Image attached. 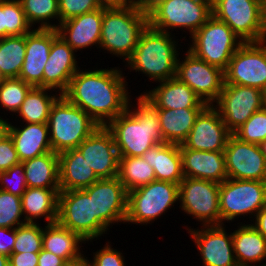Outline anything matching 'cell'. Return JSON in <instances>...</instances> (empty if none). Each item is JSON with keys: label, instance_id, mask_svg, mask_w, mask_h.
<instances>
[{"label": "cell", "instance_id": "ab89813d", "mask_svg": "<svg viewBox=\"0 0 266 266\" xmlns=\"http://www.w3.org/2000/svg\"><path fill=\"white\" fill-rule=\"evenodd\" d=\"M42 237L43 227L39 222H26L16 227V240L12 253H39L42 250Z\"/></svg>", "mask_w": 266, "mask_h": 266}, {"label": "cell", "instance_id": "d590c367", "mask_svg": "<svg viewBox=\"0 0 266 266\" xmlns=\"http://www.w3.org/2000/svg\"><path fill=\"white\" fill-rule=\"evenodd\" d=\"M117 177L127 192L156 180L153 168L142 157H119Z\"/></svg>", "mask_w": 266, "mask_h": 266}, {"label": "cell", "instance_id": "ffe728a7", "mask_svg": "<svg viewBox=\"0 0 266 266\" xmlns=\"http://www.w3.org/2000/svg\"><path fill=\"white\" fill-rule=\"evenodd\" d=\"M76 52L52 29V45L43 70V88L53 89L61 95L69 86L71 78L81 68Z\"/></svg>", "mask_w": 266, "mask_h": 266}, {"label": "cell", "instance_id": "9a60e30c", "mask_svg": "<svg viewBox=\"0 0 266 266\" xmlns=\"http://www.w3.org/2000/svg\"><path fill=\"white\" fill-rule=\"evenodd\" d=\"M212 106L233 134L264 105V92L258 88L224 83L219 98Z\"/></svg>", "mask_w": 266, "mask_h": 266}, {"label": "cell", "instance_id": "9c48e42d", "mask_svg": "<svg viewBox=\"0 0 266 266\" xmlns=\"http://www.w3.org/2000/svg\"><path fill=\"white\" fill-rule=\"evenodd\" d=\"M266 205V182L227 178L220 184L219 208L221 225L233 223L242 216L252 223L255 215ZM249 215V216H248ZM252 218V219H251Z\"/></svg>", "mask_w": 266, "mask_h": 266}, {"label": "cell", "instance_id": "7402d4cb", "mask_svg": "<svg viewBox=\"0 0 266 266\" xmlns=\"http://www.w3.org/2000/svg\"><path fill=\"white\" fill-rule=\"evenodd\" d=\"M103 7L75 16L61 22L57 28L58 35L77 53L83 49H99ZM82 49V50H81Z\"/></svg>", "mask_w": 266, "mask_h": 266}, {"label": "cell", "instance_id": "8fae6325", "mask_svg": "<svg viewBox=\"0 0 266 266\" xmlns=\"http://www.w3.org/2000/svg\"><path fill=\"white\" fill-rule=\"evenodd\" d=\"M219 189L217 182L184 177L179 184V209L201 226L221 225Z\"/></svg>", "mask_w": 266, "mask_h": 266}, {"label": "cell", "instance_id": "11a10c76", "mask_svg": "<svg viewBox=\"0 0 266 266\" xmlns=\"http://www.w3.org/2000/svg\"><path fill=\"white\" fill-rule=\"evenodd\" d=\"M155 1L156 0H138L137 3L147 10Z\"/></svg>", "mask_w": 266, "mask_h": 266}, {"label": "cell", "instance_id": "d6a6232c", "mask_svg": "<svg viewBox=\"0 0 266 266\" xmlns=\"http://www.w3.org/2000/svg\"><path fill=\"white\" fill-rule=\"evenodd\" d=\"M204 108L156 109L166 143L183 144Z\"/></svg>", "mask_w": 266, "mask_h": 266}, {"label": "cell", "instance_id": "db71d44e", "mask_svg": "<svg viewBox=\"0 0 266 266\" xmlns=\"http://www.w3.org/2000/svg\"><path fill=\"white\" fill-rule=\"evenodd\" d=\"M262 31L263 41L266 40V0H262Z\"/></svg>", "mask_w": 266, "mask_h": 266}, {"label": "cell", "instance_id": "603a6c76", "mask_svg": "<svg viewBox=\"0 0 266 266\" xmlns=\"http://www.w3.org/2000/svg\"><path fill=\"white\" fill-rule=\"evenodd\" d=\"M52 45V29L33 28L26 34V52L20 79L32 87H43V70Z\"/></svg>", "mask_w": 266, "mask_h": 266}, {"label": "cell", "instance_id": "f35d334b", "mask_svg": "<svg viewBox=\"0 0 266 266\" xmlns=\"http://www.w3.org/2000/svg\"><path fill=\"white\" fill-rule=\"evenodd\" d=\"M31 88L20 78L0 79V107H3L4 115L8 112L12 117L16 115Z\"/></svg>", "mask_w": 266, "mask_h": 266}, {"label": "cell", "instance_id": "91938a15", "mask_svg": "<svg viewBox=\"0 0 266 266\" xmlns=\"http://www.w3.org/2000/svg\"><path fill=\"white\" fill-rule=\"evenodd\" d=\"M264 105H265V107H266V89H265V91H264Z\"/></svg>", "mask_w": 266, "mask_h": 266}, {"label": "cell", "instance_id": "d4e9b609", "mask_svg": "<svg viewBox=\"0 0 266 266\" xmlns=\"http://www.w3.org/2000/svg\"><path fill=\"white\" fill-rule=\"evenodd\" d=\"M142 94L156 109L205 108L207 105L185 83L176 77L157 83Z\"/></svg>", "mask_w": 266, "mask_h": 266}, {"label": "cell", "instance_id": "7dc6e473", "mask_svg": "<svg viewBox=\"0 0 266 266\" xmlns=\"http://www.w3.org/2000/svg\"><path fill=\"white\" fill-rule=\"evenodd\" d=\"M16 240V228L0 227V254L10 256Z\"/></svg>", "mask_w": 266, "mask_h": 266}, {"label": "cell", "instance_id": "7c38bea8", "mask_svg": "<svg viewBox=\"0 0 266 266\" xmlns=\"http://www.w3.org/2000/svg\"><path fill=\"white\" fill-rule=\"evenodd\" d=\"M262 0H212V15L243 42L263 41Z\"/></svg>", "mask_w": 266, "mask_h": 266}, {"label": "cell", "instance_id": "f907efd6", "mask_svg": "<svg viewBox=\"0 0 266 266\" xmlns=\"http://www.w3.org/2000/svg\"><path fill=\"white\" fill-rule=\"evenodd\" d=\"M252 226L266 239V205L255 215Z\"/></svg>", "mask_w": 266, "mask_h": 266}, {"label": "cell", "instance_id": "f1b7e54d", "mask_svg": "<svg viewBox=\"0 0 266 266\" xmlns=\"http://www.w3.org/2000/svg\"><path fill=\"white\" fill-rule=\"evenodd\" d=\"M236 226L232 240L238 266H266V239L251 223Z\"/></svg>", "mask_w": 266, "mask_h": 266}, {"label": "cell", "instance_id": "60d3db41", "mask_svg": "<svg viewBox=\"0 0 266 266\" xmlns=\"http://www.w3.org/2000/svg\"><path fill=\"white\" fill-rule=\"evenodd\" d=\"M233 135L240 141L260 144L266 139V107L253 113V115L239 127Z\"/></svg>", "mask_w": 266, "mask_h": 266}, {"label": "cell", "instance_id": "2e32d148", "mask_svg": "<svg viewBox=\"0 0 266 266\" xmlns=\"http://www.w3.org/2000/svg\"><path fill=\"white\" fill-rule=\"evenodd\" d=\"M83 190L93 198L94 216L108 231L112 224L125 223L128 192L117 176L99 179Z\"/></svg>", "mask_w": 266, "mask_h": 266}, {"label": "cell", "instance_id": "ba28073f", "mask_svg": "<svg viewBox=\"0 0 266 266\" xmlns=\"http://www.w3.org/2000/svg\"><path fill=\"white\" fill-rule=\"evenodd\" d=\"M189 39V52L223 71L244 43L225 22L213 15Z\"/></svg>", "mask_w": 266, "mask_h": 266}, {"label": "cell", "instance_id": "ac0fdd59", "mask_svg": "<svg viewBox=\"0 0 266 266\" xmlns=\"http://www.w3.org/2000/svg\"><path fill=\"white\" fill-rule=\"evenodd\" d=\"M224 155L229 179L266 182V159L258 144L242 142L232 134Z\"/></svg>", "mask_w": 266, "mask_h": 266}, {"label": "cell", "instance_id": "e0dca14e", "mask_svg": "<svg viewBox=\"0 0 266 266\" xmlns=\"http://www.w3.org/2000/svg\"><path fill=\"white\" fill-rule=\"evenodd\" d=\"M227 225L184 227L197 248L202 266H238L232 240V231Z\"/></svg>", "mask_w": 266, "mask_h": 266}, {"label": "cell", "instance_id": "d6986e66", "mask_svg": "<svg viewBox=\"0 0 266 266\" xmlns=\"http://www.w3.org/2000/svg\"><path fill=\"white\" fill-rule=\"evenodd\" d=\"M77 149L100 179L118 175L119 154L106 126H99Z\"/></svg>", "mask_w": 266, "mask_h": 266}, {"label": "cell", "instance_id": "681fc988", "mask_svg": "<svg viewBox=\"0 0 266 266\" xmlns=\"http://www.w3.org/2000/svg\"><path fill=\"white\" fill-rule=\"evenodd\" d=\"M65 262L63 258L47 250L42 249L38 253V266H61Z\"/></svg>", "mask_w": 266, "mask_h": 266}, {"label": "cell", "instance_id": "30bf717a", "mask_svg": "<svg viewBox=\"0 0 266 266\" xmlns=\"http://www.w3.org/2000/svg\"><path fill=\"white\" fill-rule=\"evenodd\" d=\"M57 222L79 234L88 244L109 234L95 218L93 198L84 190L60 191Z\"/></svg>", "mask_w": 266, "mask_h": 266}, {"label": "cell", "instance_id": "e575fe53", "mask_svg": "<svg viewBox=\"0 0 266 266\" xmlns=\"http://www.w3.org/2000/svg\"><path fill=\"white\" fill-rule=\"evenodd\" d=\"M26 52V35L0 38V79L18 78Z\"/></svg>", "mask_w": 266, "mask_h": 266}, {"label": "cell", "instance_id": "5b68a950", "mask_svg": "<svg viewBox=\"0 0 266 266\" xmlns=\"http://www.w3.org/2000/svg\"><path fill=\"white\" fill-rule=\"evenodd\" d=\"M147 12L151 28L169 34L182 29L191 37L212 16V0H156Z\"/></svg>", "mask_w": 266, "mask_h": 266}, {"label": "cell", "instance_id": "cb8c5ba5", "mask_svg": "<svg viewBox=\"0 0 266 266\" xmlns=\"http://www.w3.org/2000/svg\"><path fill=\"white\" fill-rule=\"evenodd\" d=\"M184 177L221 184L228 178L224 151H199L179 145Z\"/></svg>", "mask_w": 266, "mask_h": 266}, {"label": "cell", "instance_id": "6da1fadb", "mask_svg": "<svg viewBox=\"0 0 266 266\" xmlns=\"http://www.w3.org/2000/svg\"><path fill=\"white\" fill-rule=\"evenodd\" d=\"M121 69L119 66L110 69L97 66L93 70L80 68L62 95L98 125L106 126L127 109L132 98L128 76H124Z\"/></svg>", "mask_w": 266, "mask_h": 266}, {"label": "cell", "instance_id": "4dcf8cb0", "mask_svg": "<svg viewBox=\"0 0 266 266\" xmlns=\"http://www.w3.org/2000/svg\"><path fill=\"white\" fill-rule=\"evenodd\" d=\"M59 192L60 189L27 187L21 196L25 222L38 223L43 218L47 224L57 222Z\"/></svg>", "mask_w": 266, "mask_h": 266}, {"label": "cell", "instance_id": "3957f363", "mask_svg": "<svg viewBox=\"0 0 266 266\" xmlns=\"http://www.w3.org/2000/svg\"><path fill=\"white\" fill-rule=\"evenodd\" d=\"M176 37L148 25L141 33L132 56L125 62L124 69L127 67L130 72L148 77L153 84L174 78L179 55H182L178 51L182 45Z\"/></svg>", "mask_w": 266, "mask_h": 266}, {"label": "cell", "instance_id": "7bdbcfd3", "mask_svg": "<svg viewBox=\"0 0 266 266\" xmlns=\"http://www.w3.org/2000/svg\"><path fill=\"white\" fill-rule=\"evenodd\" d=\"M26 177L22 163L0 172V190L21 197L26 191Z\"/></svg>", "mask_w": 266, "mask_h": 266}, {"label": "cell", "instance_id": "484cf974", "mask_svg": "<svg viewBox=\"0 0 266 266\" xmlns=\"http://www.w3.org/2000/svg\"><path fill=\"white\" fill-rule=\"evenodd\" d=\"M17 124L9 122V135L20 162L52 151L48 123H25L24 126Z\"/></svg>", "mask_w": 266, "mask_h": 266}, {"label": "cell", "instance_id": "277c9868", "mask_svg": "<svg viewBox=\"0 0 266 266\" xmlns=\"http://www.w3.org/2000/svg\"><path fill=\"white\" fill-rule=\"evenodd\" d=\"M148 25V12L137 2L126 7H103L99 51L110 53L125 63Z\"/></svg>", "mask_w": 266, "mask_h": 266}, {"label": "cell", "instance_id": "f6af8a7d", "mask_svg": "<svg viewBox=\"0 0 266 266\" xmlns=\"http://www.w3.org/2000/svg\"><path fill=\"white\" fill-rule=\"evenodd\" d=\"M60 23L91 11L101 6L97 0H58Z\"/></svg>", "mask_w": 266, "mask_h": 266}, {"label": "cell", "instance_id": "836d02e7", "mask_svg": "<svg viewBox=\"0 0 266 266\" xmlns=\"http://www.w3.org/2000/svg\"><path fill=\"white\" fill-rule=\"evenodd\" d=\"M54 91V93H53ZM61 96L53 89L43 87H32L27 93L25 100L16 113V120L19 124L26 123H48L52 105Z\"/></svg>", "mask_w": 266, "mask_h": 266}, {"label": "cell", "instance_id": "83f0119b", "mask_svg": "<svg viewBox=\"0 0 266 266\" xmlns=\"http://www.w3.org/2000/svg\"><path fill=\"white\" fill-rule=\"evenodd\" d=\"M44 225L42 249L63 258L66 262L85 261L82 244L86 245L87 242L79 234L63 227L58 222Z\"/></svg>", "mask_w": 266, "mask_h": 266}, {"label": "cell", "instance_id": "f546056e", "mask_svg": "<svg viewBox=\"0 0 266 266\" xmlns=\"http://www.w3.org/2000/svg\"><path fill=\"white\" fill-rule=\"evenodd\" d=\"M141 157L153 168L156 180L180 184L184 179L179 144L159 143Z\"/></svg>", "mask_w": 266, "mask_h": 266}, {"label": "cell", "instance_id": "8992f818", "mask_svg": "<svg viewBox=\"0 0 266 266\" xmlns=\"http://www.w3.org/2000/svg\"><path fill=\"white\" fill-rule=\"evenodd\" d=\"M99 126L86 112L61 95L52 105L48 120L52 151L59 154L77 148Z\"/></svg>", "mask_w": 266, "mask_h": 266}, {"label": "cell", "instance_id": "52a82bcc", "mask_svg": "<svg viewBox=\"0 0 266 266\" xmlns=\"http://www.w3.org/2000/svg\"><path fill=\"white\" fill-rule=\"evenodd\" d=\"M179 184L152 181L128 192L125 224L145 226L169 212L179 204ZM169 210V211H168Z\"/></svg>", "mask_w": 266, "mask_h": 266}, {"label": "cell", "instance_id": "6f0895ef", "mask_svg": "<svg viewBox=\"0 0 266 266\" xmlns=\"http://www.w3.org/2000/svg\"><path fill=\"white\" fill-rule=\"evenodd\" d=\"M0 266H9V257L3 254H0Z\"/></svg>", "mask_w": 266, "mask_h": 266}, {"label": "cell", "instance_id": "9f6ffc18", "mask_svg": "<svg viewBox=\"0 0 266 266\" xmlns=\"http://www.w3.org/2000/svg\"><path fill=\"white\" fill-rule=\"evenodd\" d=\"M61 266H85V261H70V262H65Z\"/></svg>", "mask_w": 266, "mask_h": 266}, {"label": "cell", "instance_id": "5bb4252c", "mask_svg": "<svg viewBox=\"0 0 266 266\" xmlns=\"http://www.w3.org/2000/svg\"><path fill=\"white\" fill-rule=\"evenodd\" d=\"M224 83L266 89V40L244 42L224 70Z\"/></svg>", "mask_w": 266, "mask_h": 266}, {"label": "cell", "instance_id": "1f68e13d", "mask_svg": "<svg viewBox=\"0 0 266 266\" xmlns=\"http://www.w3.org/2000/svg\"><path fill=\"white\" fill-rule=\"evenodd\" d=\"M21 163L27 187L60 189L58 153L51 151Z\"/></svg>", "mask_w": 266, "mask_h": 266}, {"label": "cell", "instance_id": "7a4b0ae2", "mask_svg": "<svg viewBox=\"0 0 266 266\" xmlns=\"http://www.w3.org/2000/svg\"><path fill=\"white\" fill-rule=\"evenodd\" d=\"M135 97V104L130 98L127 109L106 125L119 157H141L153 146L166 143L156 108L142 94Z\"/></svg>", "mask_w": 266, "mask_h": 266}, {"label": "cell", "instance_id": "f5cc1de1", "mask_svg": "<svg viewBox=\"0 0 266 266\" xmlns=\"http://www.w3.org/2000/svg\"><path fill=\"white\" fill-rule=\"evenodd\" d=\"M9 118L0 115V143L9 135Z\"/></svg>", "mask_w": 266, "mask_h": 266}, {"label": "cell", "instance_id": "44dd1931", "mask_svg": "<svg viewBox=\"0 0 266 266\" xmlns=\"http://www.w3.org/2000/svg\"><path fill=\"white\" fill-rule=\"evenodd\" d=\"M231 135L219 112L212 105H207L196 117L183 145L199 151H224Z\"/></svg>", "mask_w": 266, "mask_h": 266}, {"label": "cell", "instance_id": "8d00e7d4", "mask_svg": "<svg viewBox=\"0 0 266 266\" xmlns=\"http://www.w3.org/2000/svg\"><path fill=\"white\" fill-rule=\"evenodd\" d=\"M20 2L32 28H35L36 24L38 29L58 28L60 24L58 0H20Z\"/></svg>", "mask_w": 266, "mask_h": 266}, {"label": "cell", "instance_id": "b9f144b4", "mask_svg": "<svg viewBox=\"0 0 266 266\" xmlns=\"http://www.w3.org/2000/svg\"><path fill=\"white\" fill-rule=\"evenodd\" d=\"M24 223L21 197L0 190V227L16 228Z\"/></svg>", "mask_w": 266, "mask_h": 266}, {"label": "cell", "instance_id": "ee69618b", "mask_svg": "<svg viewBox=\"0 0 266 266\" xmlns=\"http://www.w3.org/2000/svg\"><path fill=\"white\" fill-rule=\"evenodd\" d=\"M106 242L104 247L92 252V259L85 256V266H126L127 261L123 253L113 248L111 241L106 240Z\"/></svg>", "mask_w": 266, "mask_h": 266}, {"label": "cell", "instance_id": "c3c4849f", "mask_svg": "<svg viewBox=\"0 0 266 266\" xmlns=\"http://www.w3.org/2000/svg\"><path fill=\"white\" fill-rule=\"evenodd\" d=\"M9 266H38V253H12L9 256Z\"/></svg>", "mask_w": 266, "mask_h": 266}, {"label": "cell", "instance_id": "680465c9", "mask_svg": "<svg viewBox=\"0 0 266 266\" xmlns=\"http://www.w3.org/2000/svg\"><path fill=\"white\" fill-rule=\"evenodd\" d=\"M260 149L262 151V154L264 155L265 159H266V139L264 141H262L260 144Z\"/></svg>", "mask_w": 266, "mask_h": 266}, {"label": "cell", "instance_id": "816d5d0a", "mask_svg": "<svg viewBox=\"0 0 266 266\" xmlns=\"http://www.w3.org/2000/svg\"><path fill=\"white\" fill-rule=\"evenodd\" d=\"M97 2L105 8L126 7L136 3L134 0H97Z\"/></svg>", "mask_w": 266, "mask_h": 266}, {"label": "cell", "instance_id": "bcb514c9", "mask_svg": "<svg viewBox=\"0 0 266 266\" xmlns=\"http://www.w3.org/2000/svg\"><path fill=\"white\" fill-rule=\"evenodd\" d=\"M21 163L15 149L13 140L8 135L0 143V172H5L12 166Z\"/></svg>", "mask_w": 266, "mask_h": 266}, {"label": "cell", "instance_id": "4fadbf2b", "mask_svg": "<svg viewBox=\"0 0 266 266\" xmlns=\"http://www.w3.org/2000/svg\"><path fill=\"white\" fill-rule=\"evenodd\" d=\"M184 48V57L180 56L177 61L175 77L187 84L206 105L215 104L223 89L224 71Z\"/></svg>", "mask_w": 266, "mask_h": 266}, {"label": "cell", "instance_id": "74e56055", "mask_svg": "<svg viewBox=\"0 0 266 266\" xmlns=\"http://www.w3.org/2000/svg\"><path fill=\"white\" fill-rule=\"evenodd\" d=\"M32 29L20 0H0V38L26 35Z\"/></svg>", "mask_w": 266, "mask_h": 266}, {"label": "cell", "instance_id": "4316f807", "mask_svg": "<svg viewBox=\"0 0 266 266\" xmlns=\"http://www.w3.org/2000/svg\"><path fill=\"white\" fill-rule=\"evenodd\" d=\"M58 157L60 191L83 190L100 179L77 148L62 151Z\"/></svg>", "mask_w": 266, "mask_h": 266}]
</instances>
